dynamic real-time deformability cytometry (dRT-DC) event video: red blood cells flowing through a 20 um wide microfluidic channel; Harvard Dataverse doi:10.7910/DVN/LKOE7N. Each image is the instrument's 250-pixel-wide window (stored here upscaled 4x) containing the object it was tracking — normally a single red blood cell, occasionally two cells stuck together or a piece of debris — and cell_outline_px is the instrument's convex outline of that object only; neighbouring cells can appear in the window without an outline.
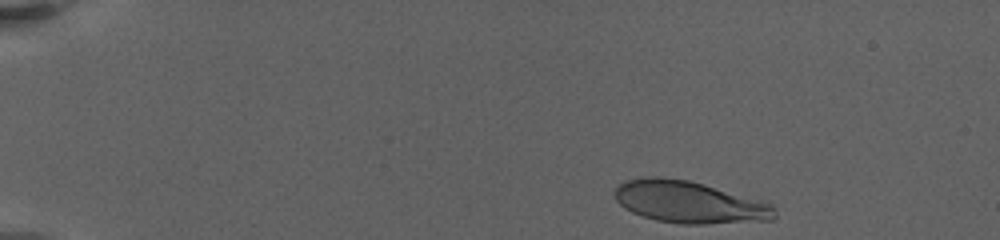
{"species": "human", "species_latin": "Homo sapiens", "temperature_condition": "warm", "stored_images_in_passage": 40, "camera_frame_rate_fps": 3000, "um_per_image_px": 0.085, "donor": {"sex": "female"}, "frame": {"image": 1, "passage_image": 2, "time_ms": 0.333, "image_size_px": [1000, 240], "cell_outline_px": [[776, 216], [772, 220], [704, 224], [680, 224], [656, 220], [632, 212], [624, 208], [616, 200], [612, 192], [624, 180], [648, 176], [660, 176], [688, 180], [704, 184], [772, 204], [776, 208]], "centroid_in_image_um": [58.55, 17.18], "position_along_channel_um": 26.5, "area_um2": 39.19}}
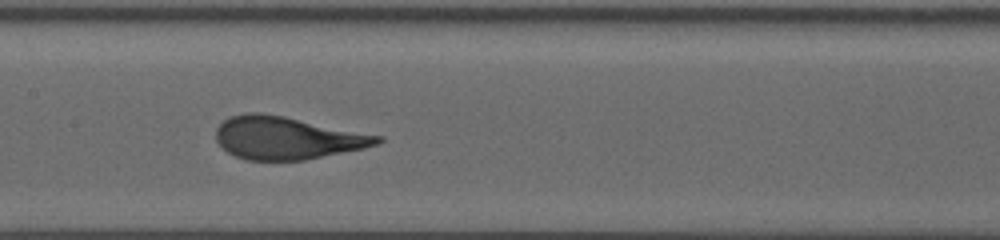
{"frame": {"image": 2, "passage_image": 23, "time_ms": 8.667, "image_size_px": [1000, 240], "cell_outline_px": [[384, 140], [380, 144], [364, 148], [304, 160], [248, 160], [236, 156], [228, 152], [216, 140], [216, 128], [224, 120], [232, 116], [248, 112], [260, 112], [284, 116], [384, 136]], "centroid_in_image_um": [24.43, 11.72], "position_along_channel_um": 183.0, "area_um2": 40.06}}
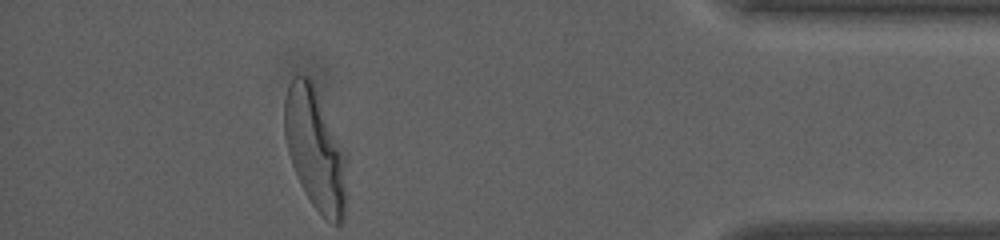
{"frame": {"image": 3, "passage_image": 40, "time_ms": 17.0, "image_size_px": [1000, 240], "cell_outline_px": [[344, 220], [340, 224], [332, 224], [312, 204], [300, 184], [292, 164], [288, 152], [284, 136], [284, 100], [288, 84], [292, 76], [296, 72], [308, 76], [312, 80], [344, 152]], "centroid_in_image_um": [26.72, 12.6], "position_along_channel_um": 408.5, "area_um2": 43.29}}